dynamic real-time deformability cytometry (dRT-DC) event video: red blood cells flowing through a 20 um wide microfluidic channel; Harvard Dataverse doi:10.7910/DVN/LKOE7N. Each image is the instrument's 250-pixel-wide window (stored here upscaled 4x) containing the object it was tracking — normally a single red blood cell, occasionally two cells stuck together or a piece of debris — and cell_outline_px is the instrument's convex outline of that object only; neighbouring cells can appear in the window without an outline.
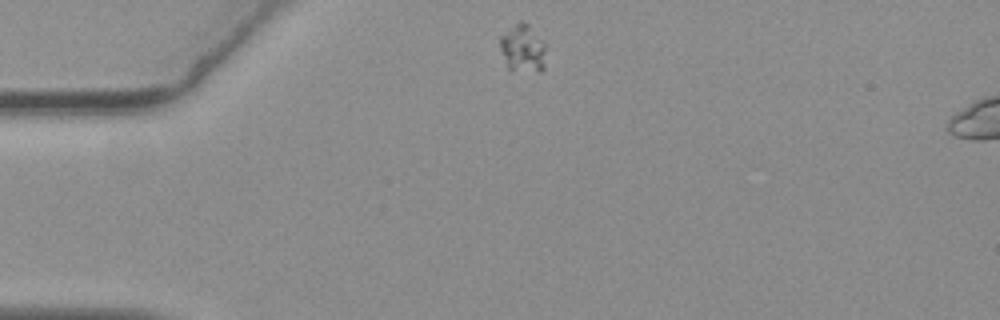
{"species": "common noctule bat (a hibernating species)", "species_latin": "Nyctalus noctula", "temperature_condition": "warm", "stored_images_in_passage": 6, "camera_frame_rate_fps": 3000, "um_per_image_px": 0.085, "animal": {"sex": "female", "body_mass_g": 19.3, "forearm_length_mm": 54.1}, "frame": {"image": 1, "passage_image": 1, "time_ms": 0.0, "image_size_px": [1000, 320], "cell_outline_px": [[544, 68], [540, 72], [536, 72], [508, 68], [500, 48], [500, 36], [520, 20], [524, 20], [528, 24], [544, 44]], "centroid_in_image_um": [44.42, 4.1], "position_along_channel_um": 40.6, "area_um2": 12.43}}